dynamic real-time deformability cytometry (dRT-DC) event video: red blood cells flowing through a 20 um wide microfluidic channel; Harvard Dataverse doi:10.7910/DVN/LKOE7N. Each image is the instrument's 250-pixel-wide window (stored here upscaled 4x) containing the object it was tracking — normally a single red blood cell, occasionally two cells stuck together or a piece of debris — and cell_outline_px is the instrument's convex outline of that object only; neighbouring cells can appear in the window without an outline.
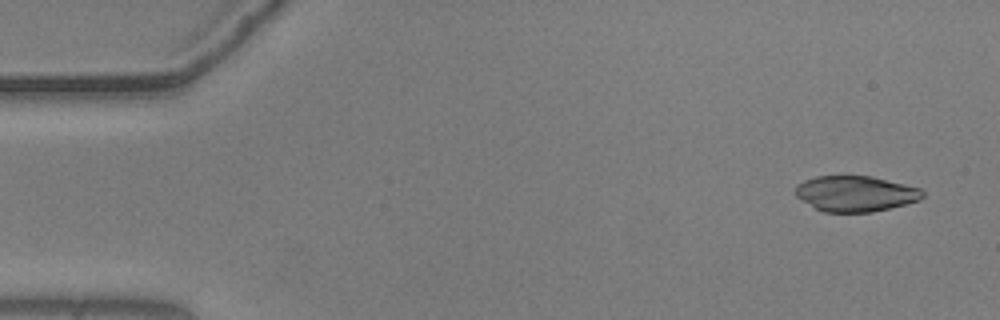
{"species": "common noctule bat (a hibernating species)", "species_latin": "Nyctalus noctula", "temperature_condition": "warm", "stored_images_in_passage": 55, "camera_frame_rate_fps": 3000, "um_per_image_px": 0.085, "animal": {"sex": "male", "body_mass_g": 20.5, "forearm_length_mm": 52.5}, "frame": {"image": 1, "passage_image": 3, "time_ms": 0.667, "image_size_px": [1000, 320], "cell_outline_px": [[924, 196], [920, 200], [872, 212], [824, 212], [816, 208], [796, 196], [796, 184], [804, 180], [816, 176], [872, 176], [920, 188], [924, 192]], "centroid_in_image_um": [72.72, 16.45], "position_along_channel_um": 12.3, "area_um2": 26.24}}
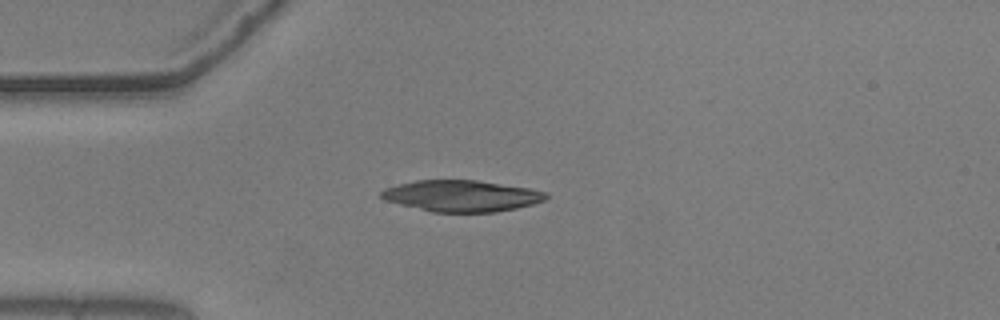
{"frame": {"image": 2, "passage_image": 14, "time_ms": 4.333, "image_size_px": [1000, 320], "cell_outline_px": [[548, 196], [544, 200], [532, 204], [516, 208], [496, 212], [432, 212], [384, 200], [380, 196], [380, 192], [384, 188], [396, 184], [416, 180], [476, 180], [528, 188], [548, 192]], "centroid_in_image_um": [39.2, 16.65], "position_along_channel_um": 45.8, "area_um2": 30.06}}
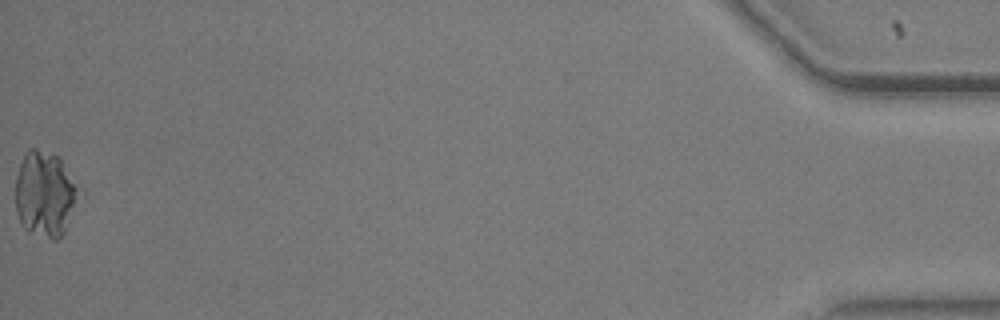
{"frame": {"image": 3, "passage_image": 55, "time_ms": 18.0, "image_size_px": [1000, 320], "cell_outline_px": [[76, 188], [72, 204], [64, 232], [56, 240], [52, 240], [28, 232], [20, 224], [16, 212], [16, 176], [24, 152], [28, 148], [36, 148], [56, 156], [60, 160]], "centroid_in_image_um": [3.69, 16.51], "position_along_channel_um": 431.5, "area_um2": 30.23}}